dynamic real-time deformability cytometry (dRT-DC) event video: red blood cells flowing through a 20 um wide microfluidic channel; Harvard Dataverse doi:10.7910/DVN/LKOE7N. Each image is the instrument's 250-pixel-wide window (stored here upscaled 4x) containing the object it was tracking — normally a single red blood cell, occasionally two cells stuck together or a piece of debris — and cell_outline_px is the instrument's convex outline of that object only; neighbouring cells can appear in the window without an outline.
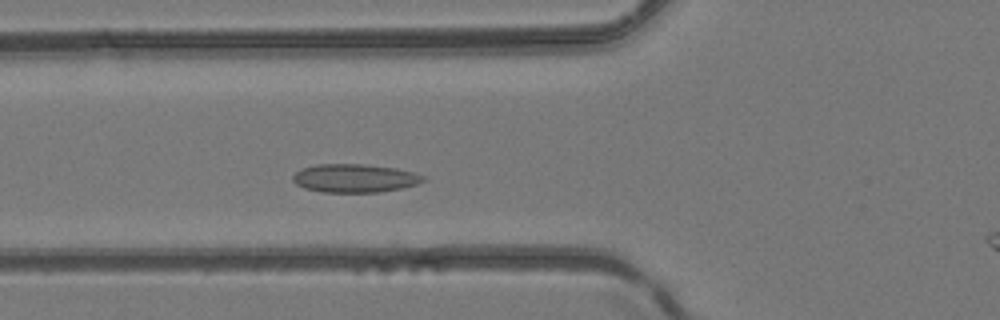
{"species": "common noctule bat (a hibernating species)", "species_latin": "Nyctalus noctula", "temperature_condition": "room temperature", "stored_images_in_passage": 42, "camera_frame_rate_fps": 3000, "um_per_image_px": 0.085, "animal": {"sex": "female", "body_mass_g": 24.6, "forearm_length_mm": 56.2}, "frame": {"image": 1, "passage_image": 11, "time_ms": 3.333, "image_size_px": [1000, 320], "cell_outline_px": [[424, 180], [416, 184], [400, 188], [380, 192], [320, 192], [304, 188], [296, 184], [292, 180], [292, 176], [300, 168], [316, 164], [368, 164], [396, 168], [412, 172], [424, 176]], "centroid_in_image_um": [30.09, 15.14], "position_along_channel_um": 95.7, "area_um2": 21.62}}
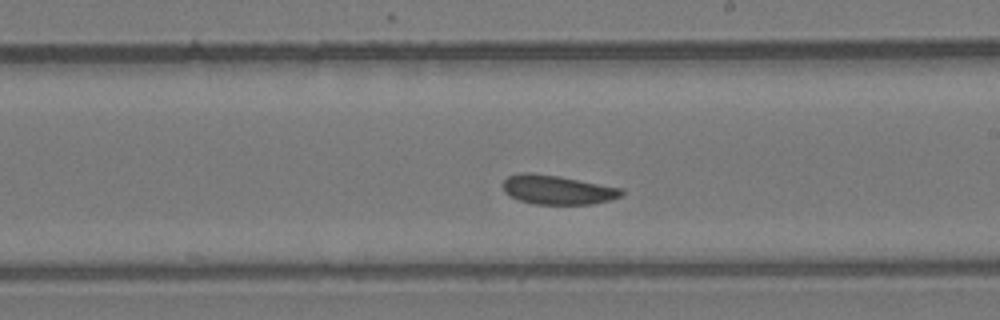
{"frame": {"image": 2, "passage_image": 21, "time_ms": 6.667, "image_size_px": [1000, 320], "cell_outline_px": [[624, 192], [620, 196], [608, 200], [592, 204], [536, 204], [520, 200], [504, 192], [504, 180], [508, 176], [520, 172], [532, 172], [560, 176], [620, 188]], "centroid_in_image_um": [47.35, 16.12], "position_along_channel_um": 241.6, "area_um2": 19.94}}
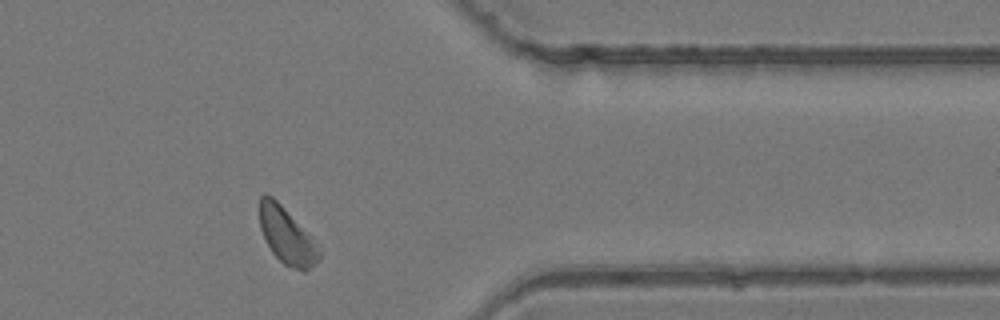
{"frame": {"image": 3, "passage_image": 32, "time_ms": 10.333, "image_size_px": [1000, 320], "cell_outline_px": [[320, 260], [316, 264], [304, 272], [288, 268], [272, 252], [260, 228], [260, 196], [264, 192], [272, 196], [280, 204], [308, 236], [320, 252]], "centroid_in_image_um": [24.34, 20.09], "position_along_channel_um": 387.1, "area_um2": 18.84}}